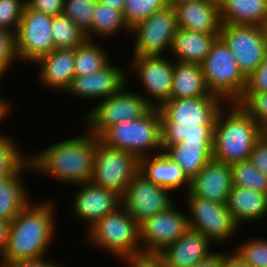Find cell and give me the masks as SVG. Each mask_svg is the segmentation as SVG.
<instances>
[{
    "instance_id": "obj_15",
    "label": "cell",
    "mask_w": 267,
    "mask_h": 267,
    "mask_svg": "<svg viewBox=\"0 0 267 267\" xmlns=\"http://www.w3.org/2000/svg\"><path fill=\"white\" fill-rule=\"evenodd\" d=\"M172 192L149 181L138 172L121 196L122 206L139 224L146 218L167 211L175 204Z\"/></svg>"
},
{
    "instance_id": "obj_46",
    "label": "cell",
    "mask_w": 267,
    "mask_h": 267,
    "mask_svg": "<svg viewBox=\"0 0 267 267\" xmlns=\"http://www.w3.org/2000/svg\"><path fill=\"white\" fill-rule=\"evenodd\" d=\"M228 252L222 253L213 251L207 258L201 260L194 267H223L224 258Z\"/></svg>"
},
{
    "instance_id": "obj_36",
    "label": "cell",
    "mask_w": 267,
    "mask_h": 267,
    "mask_svg": "<svg viewBox=\"0 0 267 267\" xmlns=\"http://www.w3.org/2000/svg\"><path fill=\"white\" fill-rule=\"evenodd\" d=\"M167 6V0H126L123 18L131 29L147 19L155 11Z\"/></svg>"
},
{
    "instance_id": "obj_41",
    "label": "cell",
    "mask_w": 267,
    "mask_h": 267,
    "mask_svg": "<svg viewBox=\"0 0 267 267\" xmlns=\"http://www.w3.org/2000/svg\"><path fill=\"white\" fill-rule=\"evenodd\" d=\"M264 92H267V54L257 69L247 77L245 90L237 104L241 106L253 93Z\"/></svg>"
},
{
    "instance_id": "obj_1",
    "label": "cell",
    "mask_w": 267,
    "mask_h": 267,
    "mask_svg": "<svg viewBox=\"0 0 267 267\" xmlns=\"http://www.w3.org/2000/svg\"><path fill=\"white\" fill-rule=\"evenodd\" d=\"M226 102L211 94L206 97L169 99L161 113V146L181 141H213L216 118Z\"/></svg>"
},
{
    "instance_id": "obj_34",
    "label": "cell",
    "mask_w": 267,
    "mask_h": 267,
    "mask_svg": "<svg viewBox=\"0 0 267 267\" xmlns=\"http://www.w3.org/2000/svg\"><path fill=\"white\" fill-rule=\"evenodd\" d=\"M98 0H65L62 14L68 17L92 40L93 13Z\"/></svg>"
},
{
    "instance_id": "obj_39",
    "label": "cell",
    "mask_w": 267,
    "mask_h": 267,
    "mask_svg": "<svg viewBox=\"0 0 267 267\" xmlns=\"http://www.w3.org/2000/svg\"><path fill=\"white\" fill-rule=\"evenodd\" d=\"M16 59V60H15ZM15 34L0 28V77L4 78L9 67L17 61Z\"/></svg>"
},
{
    "instance_id": "obj_25",
    "label": "cell",
    "mask_w": 267,
    "mask_h": 267,
    "mask_svg": "<svg viewBox=\"0 0 267 267\" xmlns=\"http://www.w3.org/2000/svg\"><path fill=\"white\" fill-rule=\"evenodd\" d=\"M218 37L219 33H201L177 28L170 51L177 61L201 65Z\"/></svg>"
},
{
    "instance_id": "obj_27",
    "label": "cell",
    "mask_w": 267,
    "mask_h": 267,
    "mask_svg": "<svg viewBox=\"0 0 267 267\" xmlns=\"http://www.w3.org/2000/svg\"><path fill=\"white\" fill-rule=\"evenodd\" d=\"M26 171L33 172L29 160L16 173L0 180V218L11 222L31 201L21 179Z\"/></svg>"
},
{
    "instance_id": "obj_45",
    "label": "cell",
    "mask_w": 267,
    "mask_h": 267,
    "mask_svg": "<svg viewBox=\"0 0 267 267\" xmlns=\"http://www.w3.org/2000/svg\"><path fill=\"white\" fill-rule=\"evenodd\" d=\"M46 259V256H44L37 259L17 260L6 267H61L60 263L57 264V262L55 263L51 259Z\"/></svg>"
},
{
    "instance_id": "obj_30",
    "label": "cell",
    "mask_w": 267,
    "mask_h": 267,
    "mask_svg": "<svg viewBox=\"0 0 267 267\" xmlns=\"http://www.w3.org/2000/svg\"><path fill=\"white\" fill-rule=\"evenodd\" d=\"M99 44H96L95 39H87L82 45L75 48V76H86L99 72L111 62V56L105 47Z\"/></svg>"
},
{
    "instance_id": "obj_9",
    "label": "cell",
    "mask_w": 267,
    "mask_h": 267,
    "mask_svg": "<svg viewBox=\"0 0 267 267\" xmlns=\"http://www.w3.org/2000/svg\"><path fill=\"white\" fill-rule=\"evenodd\" d=\"M185 196L189 228L199 231L212 243H227L237 235L241 227L233 220L226 204L196 197L189 191Z\"/></svg>"
},
{
    "instance_id": "obj_49",
    "label": "cell",
    "mask_w": 267,
    "mask_h": 267,
    "mask_svg": "<svg viewBox=\"0 0 267 267\" xmlns=\"http://www.w3.org/2000/svg\"><path fill=\"white\" fill-rule=\"evenodd\" d=\"M1 97V96H0ZM11 106H13L12 104H10L9 100H4L2 99V97L0 98V123L3 122V120L5 118L8 117V115L10 114L9 112L11 111ZM0 135H6L4 132H0Z\"/></svg>"
},
{
    "instance_id": "obj_48",
    "label": "cell",
    "mask_w": 267,
    "mask_h": 267,
    "mask_svg": "<svg viewBox=\"0 0 267 267\" xmlns=\"http://www.w3.org/2000/svg\"><path fill=\"white\" fill-rule=\"evenodd\" d=\"M10 224H11L10 221L0 218V258L3 254V251L7 243Z\"/></svg>"
},
{
    "instance_id": "obj_19",
    "label": "cell",
    "mask_w": 267,
    "mask_h": 267,
    "mask_svg": "<svg viewBox=\"0 0 267 267\" xmlns=\"http://www.w3.org/2000/svg\"><path fill=\"white\" fill-rule=\"evenodd\" d=\"M232 187L231 166L212 159L191 179L189 192L202 199L227 204Z\"/></svg>"
},
{
    "instance_id": "obj_23",
    "label": "cell",
    "mask_w": 267,
    "mask_h": 267,
    "mask_svg": "<svg viewBox=\"0 0 267 267\" xmlns=\"http://www.w3.org/2000/svg\"><path fill=\"white\" fill-rule=\"evenodd\" d=\"M139 172L149 181L170 190L172 193L185 187L187 193L190 189L191 180L163 152L139 159Z\"/></svg>"
},
{
    "instance_id": "obj_8",
    "label": "cell",
    "mask_w": 267,
    "mask_h": 267,
    "mask_svg": "<svg viewBox=\"0 0 267 267\" xmlns=\"http://www.w3.org/2000/svg\"><path fill=\"white\" fill-rule=\"evenodd\" d=\"M96 104L84 115L83 120L87 131L98 138L111 126L122 121L136 120L151 108L141 93L133 92L126 86Z\"/></svg>"
},
{
    "instance_id": "obj_33",
    "label": "cell",
    "mask_w": 267,
    "mask_h": 267,
    "mask_svg": "<svg viewBox=\"0 0 267 267\" xmlns=\"http://www.w3.org/2000/svg\"><path fill=\"white\" fill-rule=\"evenodd\" d=\"M233 185L267 194V176L259 171L249 160L230 165Z\"/></svg>"
},
{
    "instance_id": "obj_21",
    "label": "cell",
    "mask_w": 267,
    "mask_h": 267,
    "mask_svg": "<svg viewBox=\"0 0 267 267\" xmlns=\"http://www.w3.org/2000/svg\"><path fill=\"white\" fill-rule=\"evenodd\" d=\"M74 62L75 49H55L35 62L38 80L57 94L66 93L75 77Z\"/></svg>"
},
{
    "instance_id": "obj_52",
    "label": "cell",
    "mask_w": 267,
    "mask_h": 267,
    "mask_svg": "<svg viewBox=\"0 0 267 267\" xmlns=\"http://www.w3.org/2000/svg\"><path fill=\"white\" fill-rule=\"evenodd\" d=\"M262 29L264 31L265 39H266V42H267V19L264 21V23L262 25Z\"/></svg>"
},
{
    "instance_id": "obj_2",
    "label": "cell",
    "mask_w": 267,
    "mask_h": 267,
    "mask_svg": "<svg viewBox=\"0 0 267 267\" xmlns=\"http://www.w3.org/2000/svg\"><path fill=\"white\" fill-rule=\"evenodd\" d=\"M52 201L32 200L11 221L7 243L0 258V267L17 260L47 256L56 225V206ZM54 233V234H53Z\"/></svg>"
},
{
    "instance_id": "obj_10",
    "label": "cell",
    "mask_w": 267,
    "mask_h": 267,
    "mask_svg": "<svg viewBox=\"0 0 267 267\" xmlns=\"http://www.w3.org/2000/svg\"><path fill=\"white\" fill-rule=\"evenodd\" d=\"M139 172V159L124 150L106 146L97 137L91 182L124 194L131 179Z\"/></svg>"
},
{
    "instance_id": "obj_20",
    "label": "cell",
    "mask_w": 267,
    "mask_h": 267,
    "mask_svg": "<svg viewBox=\"0 0 267 267\" xmlns=\"http://www.w3.org/2000/svg\"><path fill=\"white\" fill-rule=\"evenodd\" d=\"M213 243L199 231L188 228L182 236L171 243L159 256L169 267H194L213 251Z\"/></svg>"
},
{
    "instance_id": "obj_24",
    "label": "cell",
    "mask_w": 267,
    "mask_h": 267,
    "mask_svg": "<svg viewBox=\"0 0 267 267\" xmlns=\"http://www.w3.org/2000/svg\"><path fill=\"white\" fill-rule=\"evenodd\" d=\"M162 152L191 180L213 159V141H181L162 147Z\"/></svg>"
},
{
    "instance_id": "obj_26",
    "label": "cell",
    "mask_w": 267,
    "mask_h": 267,
    "mask_svg": "<svg viewBox=\"0 0 267 267\" xmlns=\"http://www.w3.org/2000/svg\"><path fill=\"white\" fill-rule=\"evenodd\" d=\"M227 208L235 223L240 227L245 222H256L267 216V194L248 188L234 186L231 188Z\"/></svg>"
},
{
    "instance_id": "obj_6",
    "label": "cell",
    "mask_w": 267,
    "mask_h": 267,
    "mask_svg": "<svg viewBox=\"0 0 267 267\" xmlns=\"http://www.w3.org/2000/svg\"><path fill=\"white\" fill-rule=\"evenodd\" d=\"M160 132V110L151 107L136 120L111 126L99 139L108 147L127 151L141 159L162 152Z\"/></svg>"
},
{
    "instance_id": "obj_12",
    "label": "cell",
    "mask_w": 267,
    "mask_h": 267,
    "mask_svg": "<svg viewBox=\"0 0 267 267\" xmlns=\"http://www.w3.org/2000/svg\"><path fill=\"white\" fill-rule=\"evenodd\" d=\"M219 37L233 53L242 73L248 77L267 54L262 26L221 24Z\"/></svg>"
},
{
    "instance_id": "obj_4",
    "label": "cell",
    "mask_w": 267,
    "mask_h": 267,
    "mask_svg": "<svg viewBox=\"0 0 267 267\" xmlns=\"http://www.w3.org/2000/svg\"><path fill=\"white\" fill-rule=\"evenodd\" d=\"M263 135L257 121L237 103H226L213 130V159L225 164L249 160Z\"/></svg>"
},
{
    "instance_id": "obj_47",
    "label": "cell",
    "mask_w": 267,
    "mask_h": 267,
    "mask_svg": "<svg viewBox=\"0 0 267 267\" xmlns=\"http://www.w3.org/2000/svg\"><path fill=\"white\" fill-rule=\"evenodd\" d=\"M223 267H251L241 257H239L234 251L228 252L224 258Z\"/></svg>"
},
{
    "instance_id": "obj_5",
    "label": "cell",
    "mask_w": 267,
    "mask_h": 267,
    "mask_svg": "<svg viewBox=\"0 0 267 267\" xmlns=\"http://www.w3.org/2000/svg\"><path fill=\"white\" fill-rule=\"evenodd\" d=\"M86 232L88 245L100 247L124 263L141 255L139 224L123 206L97 220Z\"/></svg>"
},
{
    "instance_id": "obj_42",
    "label": "cell",
    "mask_w": 267,
    "mask_h": 267,
    "mask_svg": "<svg viewBox=\"0 0 267 267\" xmlns=\"http://www.w3.org/2000/svg\"><path fill=\"white\" fill-rule=\"evenodd\" d=\"M249 161L267 176V135H262L254 144Z\"/></svg>"
},
{
    "instance_id": "obj_40",
    "label": "cell",
    "mask_w": 267,
    "mask_h": 267,
    "mask_svg": "<svg viewBox=\"0 0 267 267\" xmlns=\"http://www.w3.org/2000/svg\"><path fill=\"white\" fill-rule=\"evenodd\" d=\"M241 107L257 121L263 135H267V92L253 93Z\"/></svg>"
},
{
    "instance_id": "obj_18",
    "label": "cell",
    "mask_w": 267,
    "mask_h": 267,
    "mask_svg": "<svg viewBox=\"0 0 267 267\" xmlns=\"http://www.w3.org/2000/svg\"><path fill=\"white\" fill-rule=\"evenodd\" d=\"M79 187L74 195L72 215L86 221L89 229L97 220L106 214L116 211L122 206L121 195L111 189L93 184L91 181L77 185Z\"/></svg>"
},
{
    "instance_id": "obj_7",
    "label": "cell",
    "mask_w": 267,
    "mask_h": 267,
    "mask_svg": "<svg viewBox=\"0 0 267 267\" xmlns=\"http://www.w3.org/2000/svg\"><path fill=\"white\" fill-rule=\"evenodd\" d=\"M201 66L209 92L226 103H237L245 90L247 77L220 37L213 43Z\"/></svg>"
},
{
    "instance_id": "obj_32",
    "label": "cell",
    "mask_w": 267,
    "mask_h": 267,
    "mask_svg": "<svg viewBox=\"0 0 267 267\" xmlns=\"http://www.w3.org/2000/svg\"><path fill=\"white\" fill-rule=\"evenodd\" d=\"M51 34L55 49H75L86 40V34L63 14L53 17Z\"/></svg>"
},
{
    "instance_id": "obj_44",
    "label": "cell",
    "mask_w": 267,
    "mask_h": 267,
    "mask_svg": "<svg viewBox=\"0 0 267 267\" xmlns=\"http://www.w3.org/2000/svg\"><path fill=\"white\" fill-rule=\"evenodd\" d=\"M127 267H169L159 254H141L129 261Z\"/></svg>"
},
{
    "instance_id": "obj_17",
    "label": "cell",
    "mask_w": 267,
    "mask_h": 267,
    "mask_svg": "<svg viewBox=\"0 0 267 267\" xmlns=\"http://www.w3.org/2000/svg\"><path fill=\"white\" fill-rule=\"evenodd\" d=\"M125 70L128 69L115 66V64L112 66V62H110L99 72L86 76H75L65 94L69 93V96L74 95L80 99L82 97L84 100L89 98L94 101L97 98L98 103L120 92L129 84L130 77H128V71Z\"/></svg>"
},
{
    "instance_id": "obj_14",
    "label": "cell",
    "mask_w": 267,
    "mask_h": 267,
    "mask_svg": "<svg viewBox=\"0 0 267 267\" xmlns=\"http://www.w3.org/2000/svg\"><path fill=\"white\" fill-rule=\"evenodd\" d=\"M130 69L146 95L145 101L154 108H159L170 99L173 83L174 61L165 56H131ZM148 94V95H147ZM151 97V98H150Z\"/></svg>"
},
{
    "instance_id": "obj_28",
    "label": "cell",
    "mask_w": 267,
    "mask_h": 267,
    "mask_svg": "<svg viewBox=\"0 0 267 267\" xmlns=\"http://www.w3.org/2000/svg\"><path fill=\"white\" fill-rule=\"evenodd\" d=\"M221 24L262 26L267 19V0H218Z\"/></svg>"
},
{
    "instance_id": "obj_3",
    "label": "cell",
    "mask_w": 267,
    "mask_h": 267,
    "mask_svg": "<svg viewBox=\"0 0 267 267\" xmlns=\"http://www.w3.org/2000/svg\"><path fill=\"white\" fill-rule=\"evenodd\" d=\"M96 149L97 137L88 132L28 154V159L41 176L76 186L91 180Z\"/></svg>"
},
{
    "instance_id": "obj_22",
    "label": "cell",
    "mask_w": 267,
    "mask_h": 267,
    "mask_svg": "<svg viewBox=\"0 0 267 267\" xmlns=\"http://www.w3.org/2000/svg\"><path fill=\"white\" fill-rule=\"evenodd\" d=\"M177 28L201 33H219L221 21L218 0H196L174 7Z\"/></svg>"
},
{
    "instance_id": "obj_16",
    "label": "cell",
    "mask_w": 267,
    "mask_h": 267,
    "mask_svg": "<svg viewBox=\"0 0 267 267\" xmlns=\"http://www.w3.org/2000/svg\"><path fill=\"white\" fill-rule=\"evenodd\" d=\"M176 207L174 204L167 211L139 223L141 254H159L189 228L188 214Z\"/></svg>"
},
{
    "instance_id": "obj_31",
    "label": "cell",
    "mask_w": 267,
    "mask_h": 267,
    "mask_svg": "<svg viewBox=\"0 0 267 267\" xmlns=\"http://www.w3.org/2000/svg\"><path fill=\"white\" fill-rule=\"evenodd\" d=\"M119 31H126V35L130 33V28L124 21L123 13L98 1L93 13L92 40L94 36H98L97 38L115 36L119 34Z\"/></svg>"
},
{
    "instance_id": "obj_29",
    "label": "cell",
    "mask_w": 267,
    "mask_h": 267,
    "mask_svg": "<svg viewBox=\"0 0 267 267\" xmlns=\"http://www.w3.org/2000/svg\"><path fill=\"white\" fill-rule=\"evenodd\" d=\"M202 66L174 60L173 83L170 99L210 96Z\"/></svg>"
},
{
    "instance_id": "obj_35",
    "label": "cell",
    "mask_w": 267,
    "mask_h": 267,
    "mask_svg": "<svg viewBox=\"0 0 267 267\" xmlns=\"http://www.w3.org/2000/svg\"><path fill=\"white\" fill-rule=\"evenodd\" d=\"M21 151L12 137L0 135V180L16 173L29 160Z\"/></svg>"
},
{
    "instance_id": "obj_11",
    "label": "cell",
    "mask_w": 267,
    "mask_h": 267,
    "mask_svg": "<svg viewBox=\"0 0 267 267\" xmlns=\"http://www.w3.org/2000/svg\"><path fill=\"white\" fill-rule=\"evenodd\" d=\"M177 30L175 9L166 6L130 29L135 39L133 56H166Z\"/></svg>"
},
{
    "instance_id": "obj_13",
    "label": "cell",
    "mask_w": 267,
    "mask_h": 267,
    "mask_svg": "<svg viewBox=\"0 0 267 267\" xmlns=\"http://www.w3.org/2000/svg\"><path fill=\"white\" fill-rule=\"evenodd\" d=\"M53 16L34 11L25 5L15 33L16 51L22 61L34 64L55 50L51 34Z\"/></svg>"
},
{
    "instance_id": "obj_51",
    "label": "cell",
    "mask_w": 267,
    "mask_h": 267,
    "mask_svg": "<svg viewBox=\"0 0 267 267\" xmlns=\"http://www.w3.org/2000/svg\"><path fill=\"white\" fill-rule=\"evenodd\" d=\"M191 1H196V0H167V5L174 8L175 6L179 4L191 2Z\"/></svg>"
},
{
    "instance_id": "obj_38",
    "label": "cell",
    "mask_w": 267,
    "mask_h": 267,
    "mask_svg": "<svg viewBox=\"0 0 267 267\" xmlns=\"http://www.w3.org/2000/svg\"><path fill=\"white\" fill-rule=\"evenodd\" d=\"M26 0H0V28L16 33Z\"/></svg>"
},
{
    "instance_id": "obj_43",
    "label": "cell",
    "mask_w": 267,
    "mask_h": 267,
    "mask_svg": "<svg viewBox=\"0 0 267 267\" xmlns=\"http://www.w3.org/2000/svg\"><path fill=\"white\" fill-rule=\"evenodd\" d=\"M64 2L65 0H26V5L34 11L54 17L62 14Z\"/></svg>"
},
{
    "instance_id": "obj_37",
    "label": "cell",
    "mask_w": 267,
    "mask_h": 267,
    "mask_svg": "<svg viewBox=\"0 0 267 267\" xmlns=\"http://www.w3.org/2000/svg\"><path fill=\"white\" fill-rule=\"evenodd\" d=\"M238 246L234 252L251 267H267V239L254 237Z\"/></svg>"
},
{
    "instance_id": "obj_50",
    "label": "cell",
    "mask_w": 267,
    "mask_h": 267,
    "mask_svg": "<svg viewBox=\"0 0 267 267\" xmlns=\"http://www.w3.org/2000/svg\"><path fill=\"white\" fill-rule=\"evenodd\" d=\"M98 1L118 11H121L122 13L126 5V0H98Z\"/></svg>"
}]
</instances>
